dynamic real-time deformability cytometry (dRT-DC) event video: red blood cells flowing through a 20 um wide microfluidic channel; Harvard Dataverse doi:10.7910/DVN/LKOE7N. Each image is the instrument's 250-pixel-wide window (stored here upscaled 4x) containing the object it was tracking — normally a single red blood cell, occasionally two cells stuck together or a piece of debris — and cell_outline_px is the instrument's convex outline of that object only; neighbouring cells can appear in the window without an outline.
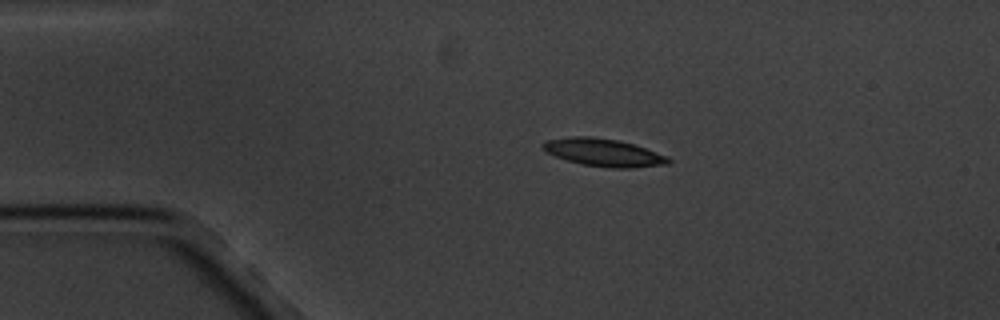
{"species": "common noctule bat (a hibernating species)", "species_latin": "Nyctalus noctula", "temperature_condition": "cold", "stored_images_in_passage": 17, "camera_frame_rate_fps": 3000, "um_per_image_px": 0.085, "animal": {"sex": "male", "body_mass_g": 20.1, "forearm_length_mm": 53.5}, "frame": {"image": 1, "passage_image": 4, "time_ms": 3.333, "image_size_px": [1000, 320], "cell_outline_px": [[672, 160], [668, 164], [632, 168], [612, 168], [584, 164], [568, 160], [556, 156], [548, 152], [540, 144], [548, 140], [572, 136], [588, 136], [616, 140], [632, 144], [668, 156]], "centroid_in_image_um": [51.33, 12.97], "position_along_channel_um": 33.7, "area_um2": 19.83}}
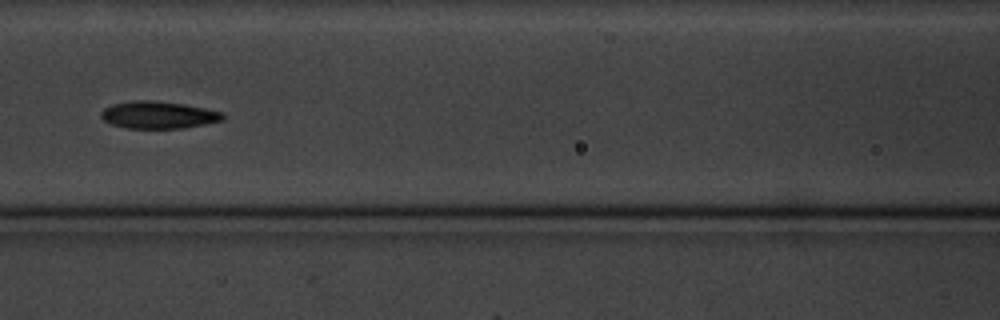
{"frame": {"image": 2, "passage_image": 8, "time_ms": 8.0, "image_size_px": [1000, 320], "cell_outline_px": [[224, 120], [184, 128], [124, 128], [112, 124], [104, 120], [100, 116], [100, 112], [104, 108], [112, 104], [128, 100], [152, 100], [184, 104], [224, 112]], "centroid_in_image_um": [13.44, 9.76], "position_along_channel_um": 153.2, "area_um2": 19.48}}
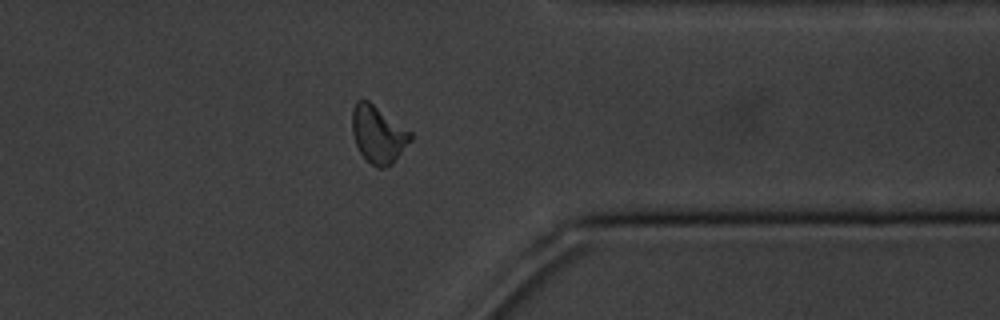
{"frame": {"image": 3, "passage_image": 14, "time_ms": 15.0, "image_size_px": [1000, 320], "cell_outline_px": [[412, 140], [392, 164], [384, 168], [376, 168], [360, 152], [356, 144], [352, 132], [352, 108], [356, 100], [368, 100], [412, 132]], "centroid_in_image_um": [32.15, 11.41], "position_along_channel_um": 379.3, "area_um2": 19.48}, "authors_computed_cell_mechanics": {"area_um2": 19.363, "velocity_mm_per_s": 3.3583, "shape_relaxation_time_tau1_ms": 3.0761, "shape_relaxation_time_tau2_ms": 5.6838, "deformation_change_tau1": 0.1325, "deformation_change_tau2": 0.1262}}